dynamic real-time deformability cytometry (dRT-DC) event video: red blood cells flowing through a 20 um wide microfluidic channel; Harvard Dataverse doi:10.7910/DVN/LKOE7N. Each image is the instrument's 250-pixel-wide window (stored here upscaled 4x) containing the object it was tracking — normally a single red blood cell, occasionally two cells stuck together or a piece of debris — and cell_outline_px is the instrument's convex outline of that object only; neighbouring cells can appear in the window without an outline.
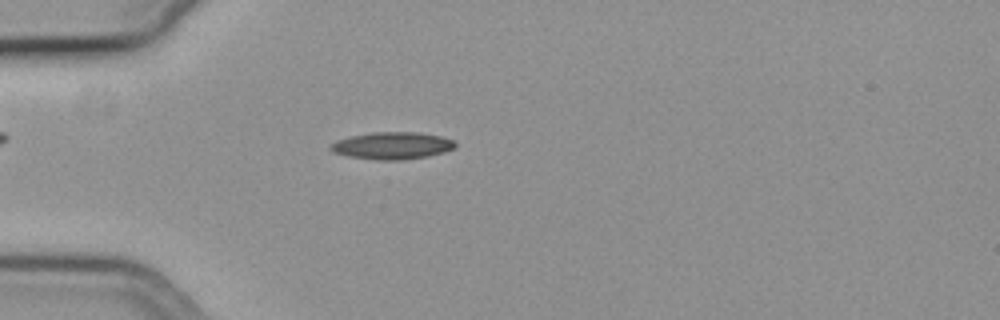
{"species": "common noctule bat (a hibernating species)", "species_latin": "Nyctalus noctula", "temperature_condition": "cold", "stored_images_in_passage": 55, "camera_frame_rate_fps": 3000, "um_per_image_px": 0.085, "animal": {"sex": "female", "body_mass_g": 19.3, "forearm_length_mm": 54.1}, "frame": {"image": 1, "passage_image": 16, "time_ms": 5.0, "image_size_px": [1000, 320], "cell_outline_px": [[456, 148], [444, 152], [428, 156], [404, 160], [376, 160], [348, 156], [332, 152], [328, 148], [336, 140], [352, 136], [372, 132], [416, 132], [440, 136], [452, 140], [456, 144]], "centroid_in_image_um": [33.33, 12.39], "position_along_channel_um": 51.7, "area_um2": 19.77}}
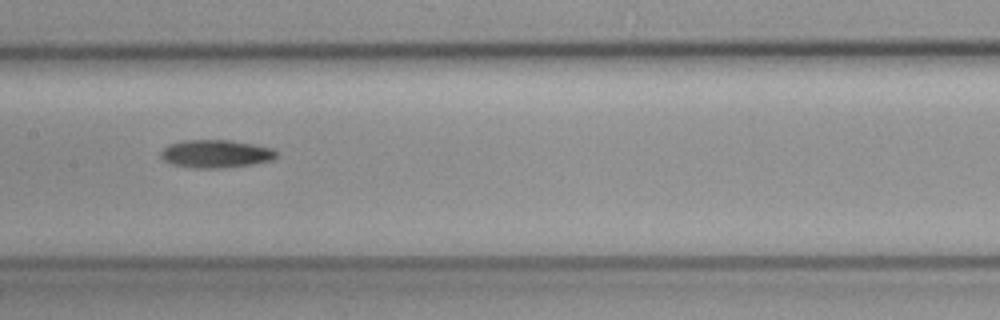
{"frame": {"image": 2, "passage_image": 28, "time_ms": 9.0, "image_size_px": [1000, 320], "cell_outline_px": [[276, 156], [272, 160], [252, 164], [224, 168], [192, 168], [172, 164], [164, 160], [160, 156], [160, 152], [168, 144], [184, 140], [228, 140], [252, 144], [272, 148], [276, 152]], "centroid_in_image_um": [18.31, 13.07], "position_along_channel_um": 189.1, "area_um2": 18.79}}
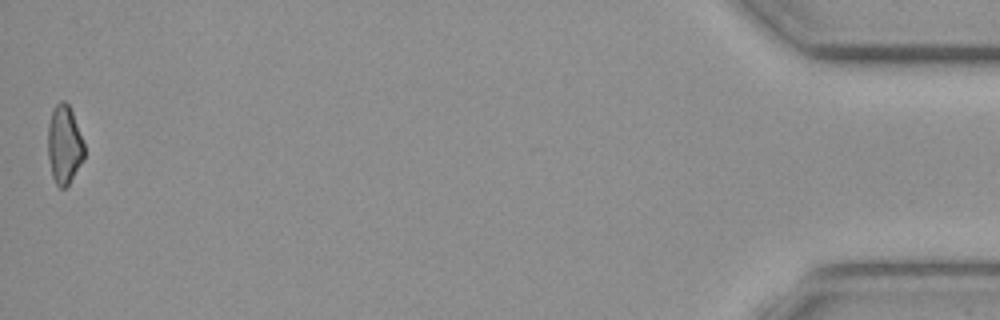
{"frame": {"image": 3, "passage_image": 55, "time_ms": 18.0, "image_size_px": [1000, 320], "cell_outline_px": [[84, 160], [68, 184], [64, 188], [60, 188], [56, 184], [52, 176], [48, 156], [48, 124], [52, 112], [56, 104], [60, 100], [64, 100], [68, 104], [72, 112], [84, 144]], "centroid_in_image_um": [5.46, 12.3], "position_along_channel_um": 429.7, "area_um2": 16.53}}